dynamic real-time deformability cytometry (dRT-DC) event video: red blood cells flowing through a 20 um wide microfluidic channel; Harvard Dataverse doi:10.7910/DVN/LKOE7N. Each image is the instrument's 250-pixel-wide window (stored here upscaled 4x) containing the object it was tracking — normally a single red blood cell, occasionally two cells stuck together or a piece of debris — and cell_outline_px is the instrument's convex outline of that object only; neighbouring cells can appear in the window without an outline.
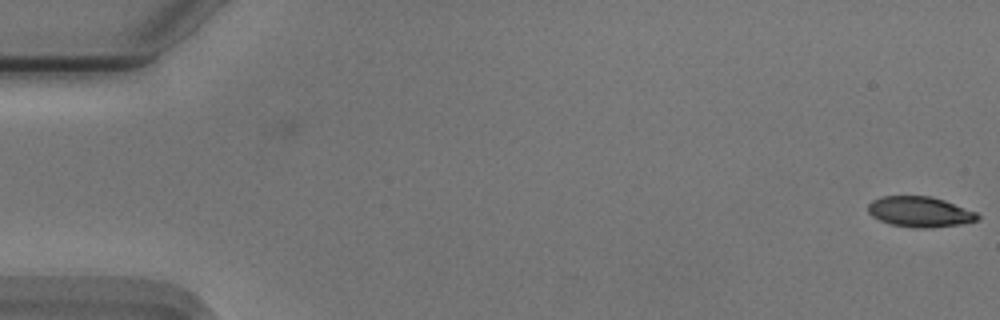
{"species": "Egyptian fruit bat (a non-hibernating species)", "species_latin": "Rousettus aegyptiacus", "temperature_condition": "cold", "stored_images_in_passage": 21, "camera_frame_rate_fps": 3000, "um_per_image_px": 0.085, "animal": {"sex": "male"}, "frame": {"image": 1, "passage_image": 1, "time_ms": 0.0, "image_size_px": [1000, 320], "cell_outline_px": [[980, 216], [976, 220], [960, 224], [928, 228], [912, 228], [888, 224], [872, 216], [868, 212], [868, 204], [872, 200], [884, 196], [932, 196], [944, 200], [976, 212]], "centroid_in_image_um": [78.15, 18.01], "position_along_channel_um": 6.8, "area_um2": 19.42}}
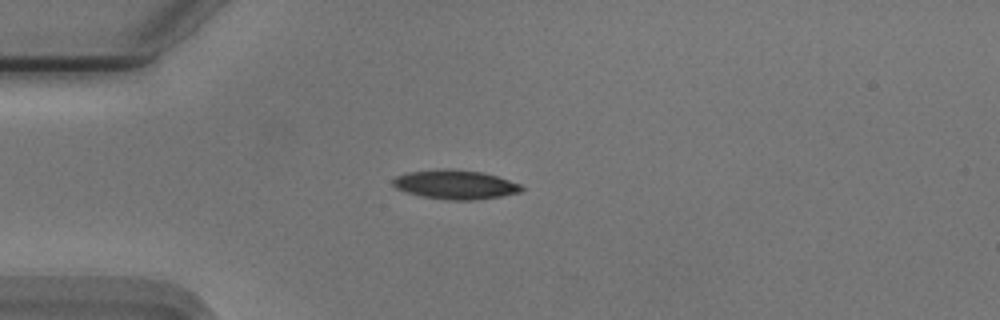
{"frame": {"image": 2, "passage_image": 15, "time_ms": 4.667, "image_size_px": [1000, 320], "cell_outline_px": [[524, 188], [520, 192], [500, 196], [476, 200], [444, 200], [420, 196], [396, 188], [392, 184], [392, 180], [396, 176], [408, 172], [440, 168], [448, 168], [480, 172], [496, 176], [520, 184]], "centroid_in_image_um": [38.66, 15.69], "position_along_channel_um": 46.3, "area_um2": 21.85}}
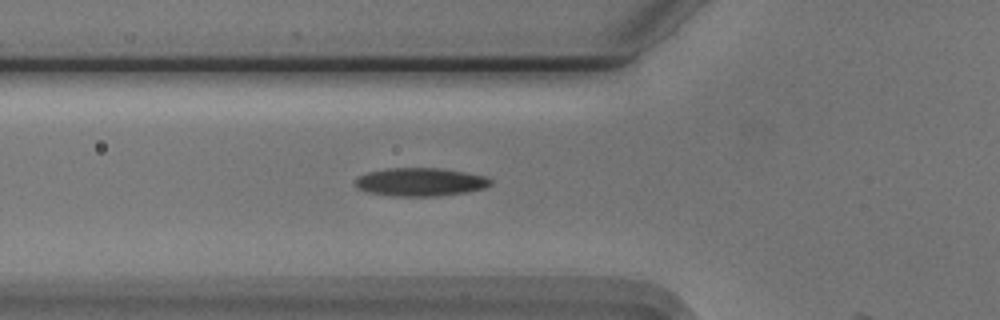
{"frame": {"image": 3, "passage_image": 20, "time_ms": 6.333, "image_size_px": [1000, 320], "cell_outline_px": [[492, 184], [484, 188], [464, 192], [436, 196], [392, 196], [364, 192], [356, 188], [352, 184], [356, 176], [368, 172], [384, 168], [440, 168], [464, 172], [484, 176], [492, 180]], "centroid_in_image_um": [35.62, 15.47], "position_along_channel_um": 90.2, "area_um2": 22.54}}